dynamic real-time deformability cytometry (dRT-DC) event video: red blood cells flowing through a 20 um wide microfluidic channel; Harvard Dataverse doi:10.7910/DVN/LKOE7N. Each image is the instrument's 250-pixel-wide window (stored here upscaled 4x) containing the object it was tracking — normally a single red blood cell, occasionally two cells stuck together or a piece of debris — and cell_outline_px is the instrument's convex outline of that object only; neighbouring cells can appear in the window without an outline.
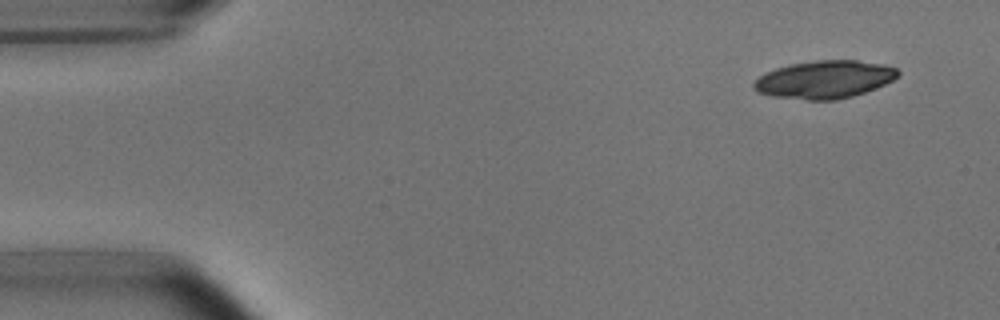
{"species": "common noctule bat (a hibernating species)", "species_latin": "Nyctalus noctula", "temperature_condition": "room temperature", "stored_images_in_passage": 4, "camera_frame_rate_fps": 3000, "um_per_image_px": 0.085, "animal": {"sex": "male", "body_mass_g": 15.6}, "frame": {"image": 1, "passage_image": 1, "time_ms": 0.0, "image_size_px": [1000, 320], "cell_outline_px": [[900, 76], [876, 88], [852, 96], [836, 100], [808, 100], [772, 96], [756, 92], [752, 88], [752, 84], [760, 76], [776, 68], [788, 64], [816, 60], [856, 60], [884, 64], [896, 68], [900, 72]], "centroid_in_image_um": [70.08, 6.75], "position_along_channel_um": 14.9, "area_um2": 31.85}}